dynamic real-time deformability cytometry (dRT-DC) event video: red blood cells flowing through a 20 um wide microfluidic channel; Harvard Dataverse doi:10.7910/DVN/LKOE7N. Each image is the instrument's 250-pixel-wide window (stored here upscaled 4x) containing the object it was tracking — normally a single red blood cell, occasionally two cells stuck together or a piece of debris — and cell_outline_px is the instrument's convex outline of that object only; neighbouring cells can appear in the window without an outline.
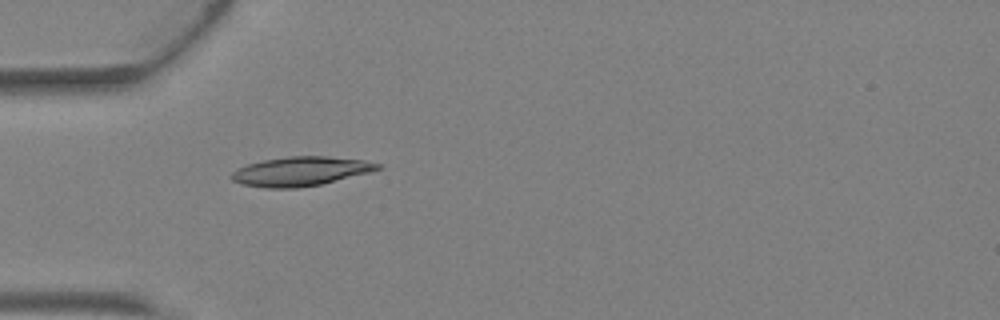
{"species": "Egyptian fruit bat (a non-hibernating species)", "species_latin": "Rousettus aegyptiacus", "temperature_condition": "warm", "stored_images_in_passage": 2, "camera_frame_rate_fps": 3000, "um_per_image_px": 0.085, "animal": {"sex": "female"}, "frame": {"image": 1, "passage_image": 2, "time_ms": 0.333, "image_size_px": [1000, 320], "cell_outline_px": [[384, 168], [372, 172], [320, 184], [296, 188], [264, 188], [240, 184], [232, 180], [228, 176], [236, 168], [248, 164], [264, 160], [288, 156], [328, 156], [364, 160], [380, 164]], "centroid_in_image_um": [25.54, 14.56], "position_along_channel_um": 59.5, "area_um2": 25.09}}